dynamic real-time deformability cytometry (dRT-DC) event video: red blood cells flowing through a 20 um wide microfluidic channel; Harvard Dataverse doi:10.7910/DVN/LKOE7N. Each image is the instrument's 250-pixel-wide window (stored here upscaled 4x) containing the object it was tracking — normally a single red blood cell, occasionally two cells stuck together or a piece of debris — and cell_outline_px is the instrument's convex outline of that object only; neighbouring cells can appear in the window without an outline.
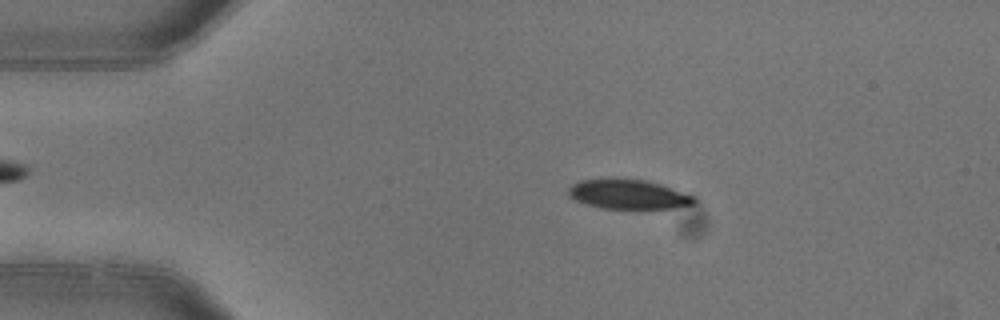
{"species": "common noctule bat (a hibernating species)", "species_latin": "Nyctalus noctula", "temperature_condition": "warm", "stored_images_in_passage": 3, "camera_frame_rate_fps": 3000, "um_per_image_px": 0.085, "animal": {"sex": "female"}, "frame": {"image": 1, "passage_image": 1, "time_ms": 0.0, "image_size_px": [1000, 320], "cell_outline_px": [[696, 204], [676, 208], [604, 208], [584, 204], [568, 196], [568, 188], [572, 184], [580, 180], [644, 180], [660, 184], [696, 196]], "centroid_in_image_um": [53.45, 16.54], "position_along_channel_um": 31.6, "area_um2": 21.27}}
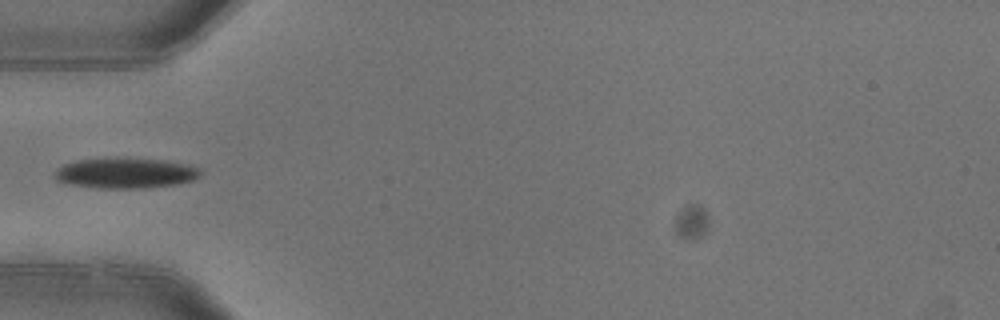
{"frame": {"image": 2, "passage_image": 3, "time_ms": 0.667, "image_size_px": [1000, 320], "cell_outline_px": [[200, 176], [192, 180], [180, 184], [144, 188], [96, 188], [72, 184], [56, 180], [56, 172], [64, 164], [76, 160], [164, 160], [184, 164], [196, 168], [200, 172]], "centroid_in_image_um": [10.69, 14.75], "position_along_channel_um": 74.3, "area_um2": 24.74}}